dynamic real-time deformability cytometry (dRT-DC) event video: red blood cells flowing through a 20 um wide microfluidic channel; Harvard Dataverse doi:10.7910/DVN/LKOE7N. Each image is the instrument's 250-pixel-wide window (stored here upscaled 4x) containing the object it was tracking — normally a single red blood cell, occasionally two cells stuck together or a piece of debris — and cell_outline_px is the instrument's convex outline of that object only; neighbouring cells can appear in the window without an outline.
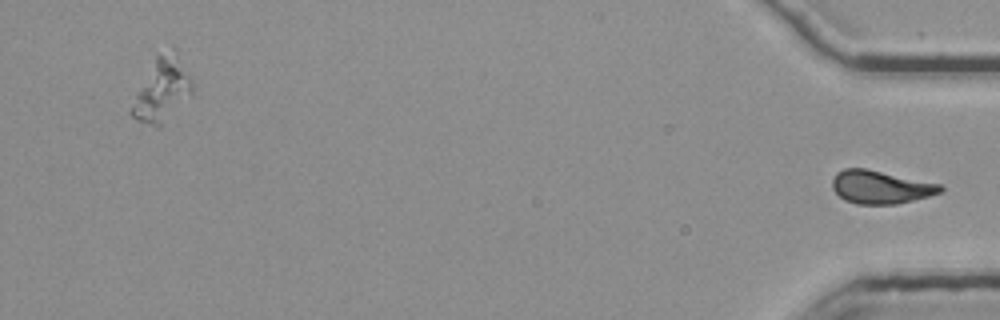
{"species": "common noctule bat (a hibernating species)", "species_latin": "Nyctalus noctula", "temperature_condition": "room temperature", "stored_images_in_passage": 42, "segment_of_instrument_passage": [2, 2], "camera_frame_rate_fps": 3000, "um_per_image_px": 0.085, "animal": {"sex": "female", "body_mass_g": 25.1}, "frame": {"image": 1, "passage_image": 42, "time_ms": 13.667, "image_size_px": [1000, 320], "cell_outline_px": [[944, 188], [940, 192], [928, 196], [896, 204], [856, 204], [844, 200], [832, 188], [832, 180], [836, 172], [844, 168], [864, 168], [940, 184]], "centroid_in_image_um": [74.8, 15.9], "position_along_channel_um": 360.4, "area_um2": 20.63}}